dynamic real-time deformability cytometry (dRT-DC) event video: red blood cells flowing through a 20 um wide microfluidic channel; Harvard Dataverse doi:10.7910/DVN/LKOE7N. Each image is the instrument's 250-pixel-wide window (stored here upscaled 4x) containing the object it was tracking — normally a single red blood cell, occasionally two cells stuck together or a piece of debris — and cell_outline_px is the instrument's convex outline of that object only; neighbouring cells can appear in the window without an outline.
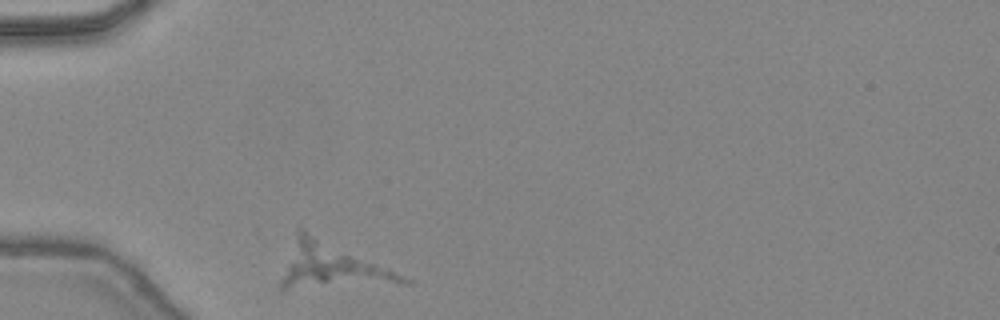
{"species": "common noctule bat (a hibernating species)", "species_latin": "Nyctalus noctula", "temperature_condition": "warm", "stored_images_in_passage": 31, "segment_of_instrument_passage": [1, 2], "camera_frame_rate_fps": 3000, "um_per_image_px": 0.085, "animal": {"sex": "female", "body_mass_g": 24.6, "forearm_length_mm": 56.2}, "frame": {"image": 1, "passage_image": 1, "time_ms": 0.0, "image_size_px": [1000, 320], "cell_outline_px": [[412, 284], [284, 292], [280, 288], [280, 284], [296, 232], [300, 228], [388, 268], [412, 280]], "centroid_in_image_um": [28.21, 22.73], "position_along_channel_um": 56.8, "area_um2": 33.06}}
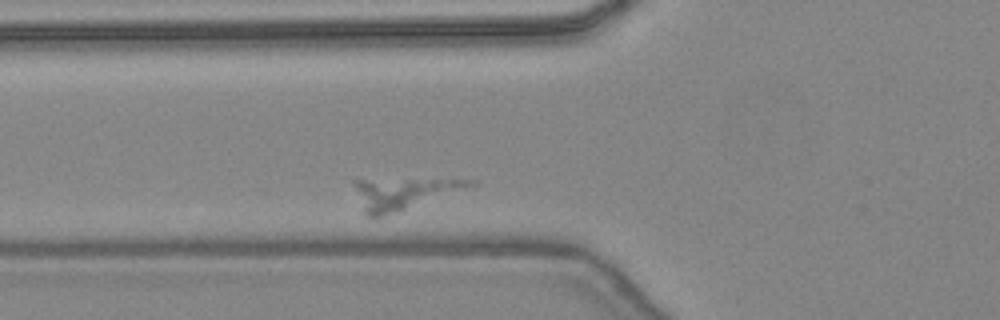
{"frame": {"image": 2, "passage_image": 5, "time_ms": 1.333, "image_size_px": [1000, 320], "cell_outline_px": [[480, 184], [376, 220], [372, 220], [364, 212], [352, 180], [480, 180]], "centroid_in_image_um": [34.31, 16.5], "position_along_channel_um": 91.5, "area_um2": 21.15}}